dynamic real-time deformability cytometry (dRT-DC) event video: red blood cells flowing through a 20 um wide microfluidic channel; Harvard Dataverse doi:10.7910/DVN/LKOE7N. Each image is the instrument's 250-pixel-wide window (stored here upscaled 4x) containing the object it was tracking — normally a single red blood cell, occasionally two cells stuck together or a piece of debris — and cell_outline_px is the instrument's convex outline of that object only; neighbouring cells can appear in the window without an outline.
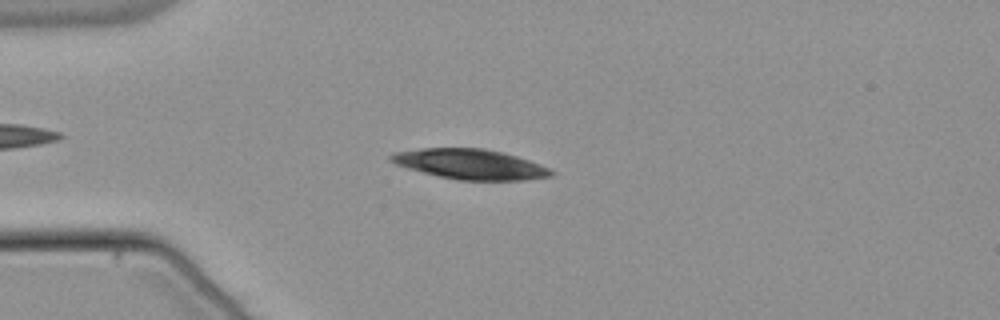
{"species": "common noctule bat (a hibernating species)", "species_latin": "Nyctalus noctula", "temperature_condition": "warm", "stored_images_in_passage": 53, "camera_frame_rate_fps": 3000, "um_per_image_px": 0.085, "animal": {"sex": "male", "body_mass_g": 21.5, "forearm_length_mm": 52.0}, "frame": {"image": 1, "passage_image": 13, "time_ms": 4.0, "image_size_px": [1000, 320], "cell_outline_px": [[556, 172], [552, 176], [524, 180], [460, 180], [440, 176], [408, 168], [396, 164], [388, 156], [396, 152], [424, 148], [484, 148], [504, 152], [540, 164]], "centroid_in_image_um": [40.02, 13.95], "position_along_channel_um": 45.0, "area_um2": 27.8}}
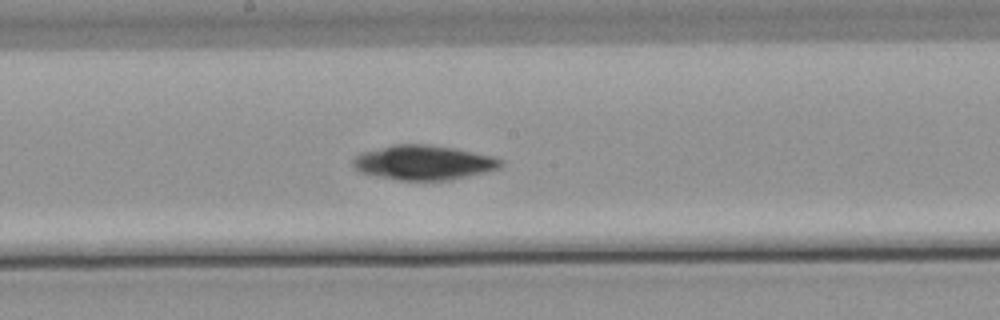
{"frame": {"image": 2, "passage_image": 28, "time_ms": 9.0, "image_size_px": [1000, 320], "cell_outline_px": [[504, 164], [496, 168], [484, 172], [448, 180], [400, 180], [376, 176], [360, 172], [352, 168], [352, 160], [360, 152], [392, 144], [428, 144], [456, 148], [492, 156], [504, 160]], "centroid_in_image_um": [35.95, 13.8], "position_along_channel_um": 212.2, "area_um2": 29.88}}
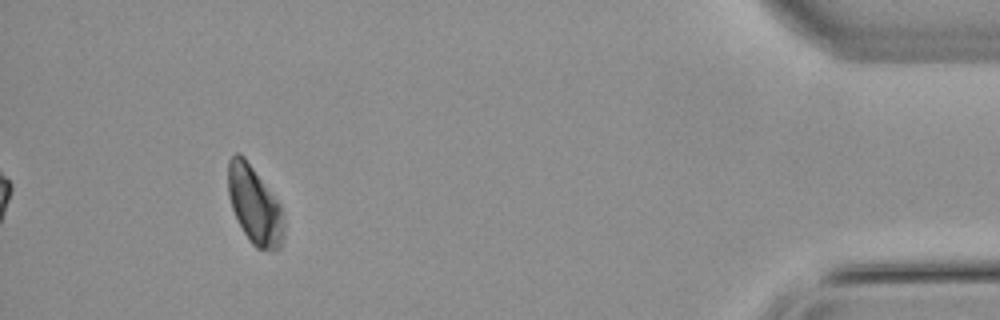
{"frame": {"image": 3, "passage_image": 49, "time_ms": 16.0, "image_size_px": [1000, 320], "cell_outline_px": [[284, 240], [280, 248], [256, 248], [248, 240], [232, 208], [228, 196], [228, 160], [236, 152], [240, 152], [244, 156], [280, 204], [284, 220]], "centroid_in_image_um": [21.63, 17.42], "position_along_channel_um": 413.6, "area_um2": 25.09}}